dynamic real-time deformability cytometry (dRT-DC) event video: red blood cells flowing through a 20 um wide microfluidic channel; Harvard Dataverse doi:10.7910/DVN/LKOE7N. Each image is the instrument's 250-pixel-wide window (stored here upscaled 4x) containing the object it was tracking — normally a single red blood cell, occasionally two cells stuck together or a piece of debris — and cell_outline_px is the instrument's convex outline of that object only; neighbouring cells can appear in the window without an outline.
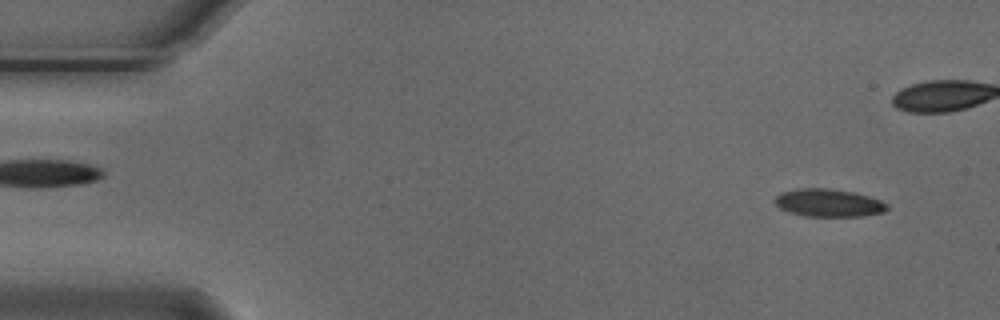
{"species": "Egyptian fruit bat (a non-hibernating species)", "species_latin": "Rousettus aegyptiacus", "temperature_condition": "cold", "stored_images_in_passage": 3, "segment_of_instrument_passage": [2, 2], "camera_frame_rate_fps": 3000, "um_per_image_px": 0.085, "animal": {"sex": "male"}, "frame": {"image": 1, "passage_image": 3, "time_ms": 0.667, "image_size_px": [1000, 320], "cell_outline_px": [[888, 208], [884, 212], [864, 216], [804, 216], [788, 212], [780, 208], [772, 200], [780, 192], [800, 188], [828, 188], [852, 192], [868, 196], [880, 200], [888, 204]], "centroid_in_image_um": [70.4, 17.24], "position_along_channel_um": 14.6, "area_um2": 18.26}}